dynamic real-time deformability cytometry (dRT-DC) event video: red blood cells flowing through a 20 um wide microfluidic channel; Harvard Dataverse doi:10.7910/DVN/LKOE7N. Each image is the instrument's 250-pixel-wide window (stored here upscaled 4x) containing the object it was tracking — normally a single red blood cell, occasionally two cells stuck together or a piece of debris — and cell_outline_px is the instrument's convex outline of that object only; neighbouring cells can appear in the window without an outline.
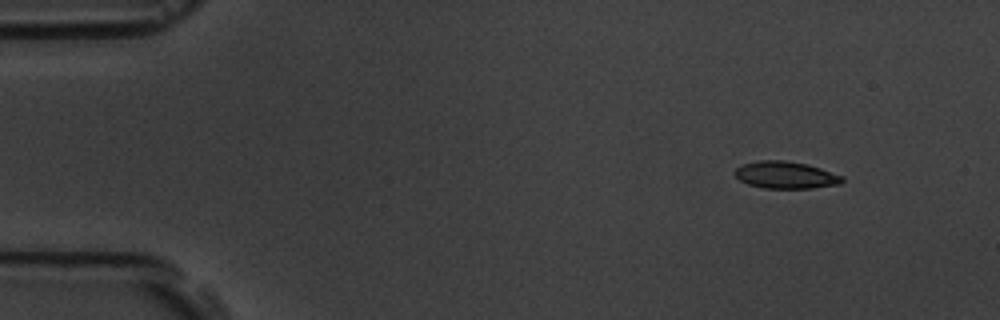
{"species": "common noctule bat (a hibernating species)", "species_latin": "Nyctalus noctula", "temperature_condition": "room temperature", "stored_images_in_passage": 5, "camera_frame_rate_fps": 3000, "um_per_image_px": 0.085, "animal": {"sex": "male", "body_mass_g": 19.5, "forearm_length_mm": 54.6}, "frame": {"image": 1, "passage_image": 1, "time_ms": 0.0, "image_size_px": [1000, 320], "cell_outline_px": [[844, 180], [840, 184], [812, 188], [764, 188], [748, 184], [740, 180], [732, 172], [736, 168], [744, 164], [760, 160], [784, 160], [808, 164], [844, 176]], "centroid_in_image_um": [66.79, 14.87], "position_along_channel_um": 18.2, "area_um2": 16.99}}
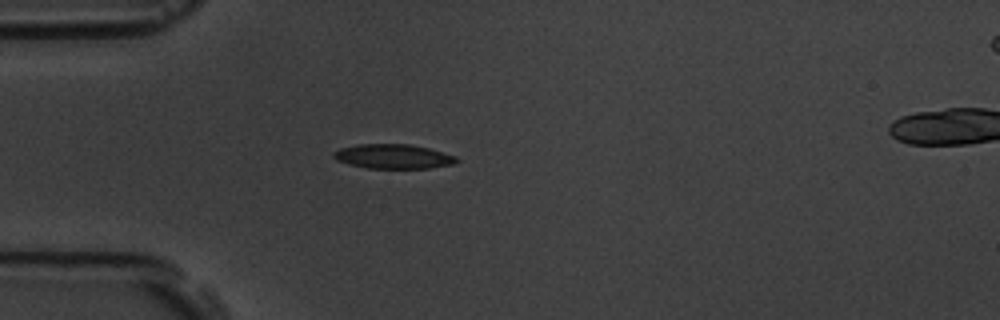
{"frame": {"image": 2, "passage_image": 4, "time_ms": 3.333, "image_size_px": [1000, 320], "cell_outline_px": [[460, 160], [456, 164], [428, 168], [368, 168], [336, 160], [332, 156], [332, 152], [340, 148], [360, 144], [408, 144], [428, 148], [456, 156]], "centroid_in_image_um": [33.45, 13.29], "position_along_channel_um": 51.6, "area_um2": 17.46}}